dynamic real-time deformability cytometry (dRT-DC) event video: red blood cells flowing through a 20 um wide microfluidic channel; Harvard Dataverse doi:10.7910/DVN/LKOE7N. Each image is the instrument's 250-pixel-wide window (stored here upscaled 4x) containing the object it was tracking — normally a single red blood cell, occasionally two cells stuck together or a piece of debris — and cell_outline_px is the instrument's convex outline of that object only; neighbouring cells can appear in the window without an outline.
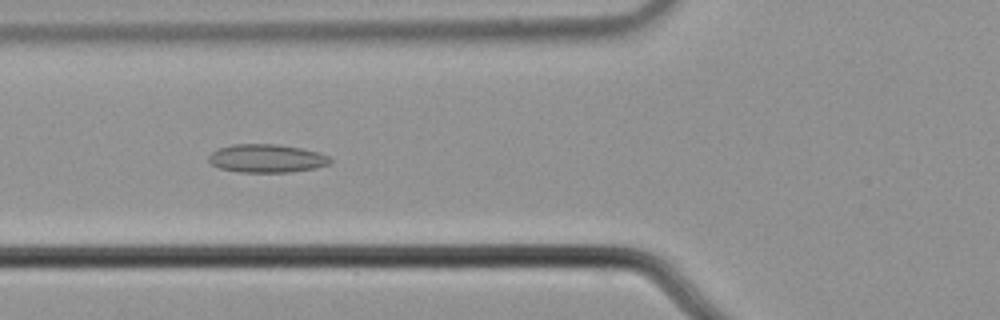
{"species": "common noctule bat (a hibernating species)", "species_latin": "Nyctalus noctula", "temperature_condition": "cold", "stored_images_in_passage": 8, "camera_frame_rate_fps": 3000, "um_per_image_px": 0.085, "animal": {"sex": "male", "body_mass_g": 21.5, "forearm_length_mm": 52.0}, "frame": {"image": 1, "passage_image": 6, "time_ms": 1.667, "image_size_px": [1000, 320], "cell_outline_px": [[332, 164], [316, 168], [288, 172], [240, 172], [220, 168], [208, 164], [208, 156], [212, 152], [220, 148], [232, 144], [276, 144], [300, 148], [320, 152], [328, 156], [332, 160]], "centroid_in_image_um": [22.67, 13.47], "position_along_channel_um": 103.1, "area_um2": 20.17}}
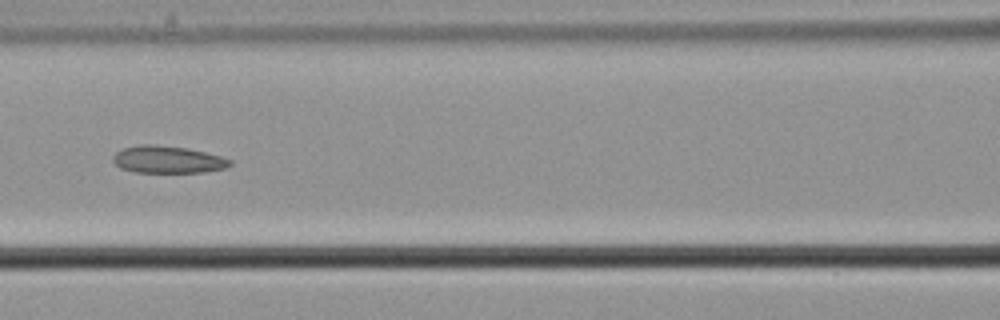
{"frame": {"image": 2, "passage_image": 7, "time_ms": 2.0, "image_size_px": [1000, 320], "cell_outline_px": [[232, 164], [228, 168], [204, 172], [136, 172], [120, 168], [112, 160], [112, 156], [116, 152], [124, 148], [140, 144], [148, 144], [188, 148], [220, 156], [232, 160]], "centroid_in_image_um": [14.27, 13.56], "position_along_channel_um": 152.3, "area_um2": 18.55}}
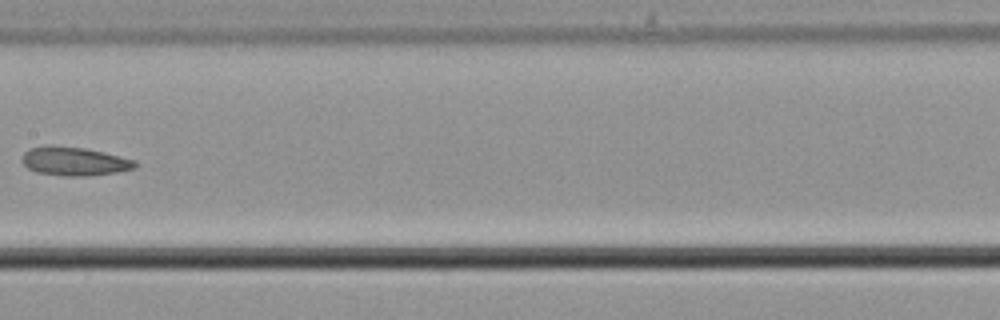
{"frame": {"image": 3, "passage_image": 8, "time_ms": 2.333, "image_size_px": [1000, 320], "cell_outline_px": [[136, 168], [116, 172], [88, 176], [64, 176], [36, 172], [28, 168], [24, 164], [24, 152], [32, 148], [44, 144], [52, 144], [84, 148], [104, 152], [136, 160]], "centroid_in_image_um": [6.33, 13.7], "position_along_channel_um": 201.1, "area_um2": 18.96}}